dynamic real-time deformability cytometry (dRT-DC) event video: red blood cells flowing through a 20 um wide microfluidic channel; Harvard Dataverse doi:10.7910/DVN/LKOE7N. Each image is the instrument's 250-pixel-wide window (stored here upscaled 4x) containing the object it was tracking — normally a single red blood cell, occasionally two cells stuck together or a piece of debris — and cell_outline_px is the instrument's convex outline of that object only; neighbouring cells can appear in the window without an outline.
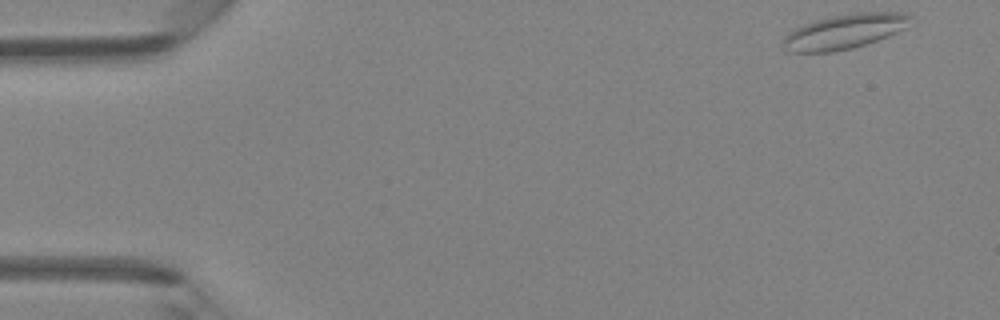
{"species": "Egyptian fruit bat (a non-hibernating species)", "species_latin": "Rousettus aegyptiacus", "temperature_condition": "room temperature", "stored_images_in_passage": 46, "camera_frame_rate_fps": 3000, "um_per_image_px": 0.085, "animal": {"sex": "female"}, "frame": {"image": 1, "passage_image": 1, "time_ms": 0.0, "image_size_px": [1000, 320], "cell_outline_px": [[912, 16], [904, 28], [888, 36], [852, 48], [832, 52], [788, 52], [784, 48], [784, 36], [788, 32], [804, 24], [816, 20], [832, 16], [860, 12], [904, 12]], "centroid_in_image_um": [71.76, 2.68], "position_along_channel_um": 13.2, "area_um2": 25.43}}
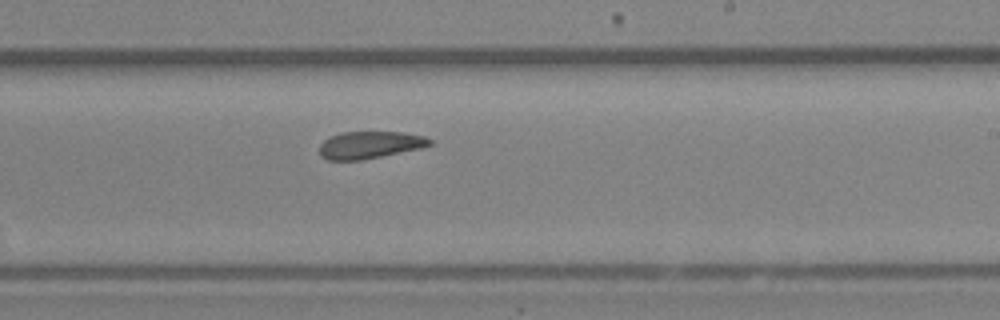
{"frame": {"image": 2, "passage_image": 27, "time_ms": 8.667, "image_size_px": [1000, 320], "cell_outline_px": [[432, 144], [420, 148], [360, 160], [328, 160], [320, 156], [320, 144], [328, 136], [340, 132], [404, 132], [424, 136], [432, 140]], "centroid_in_image_um": [31.4, 12.3], "position_along_channel_um": 257.6, "area_um2": 17.46}}
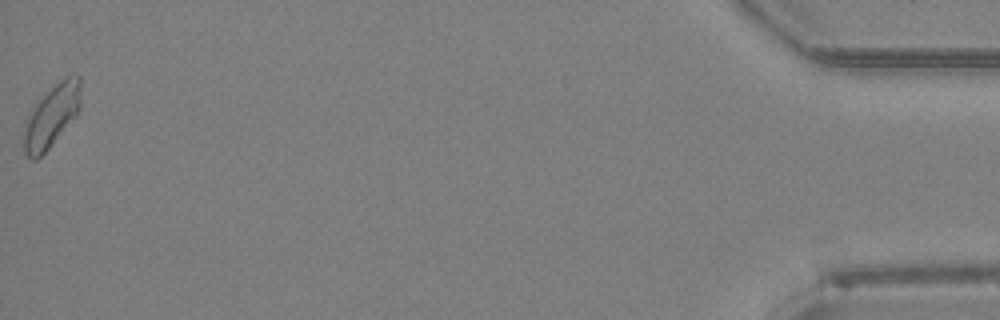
{"frame": {"image": 3, "passage_image": 46, "time_ms": 15.0, "image_size_px": [1000, 320], "cell_outline_px": [[80, 108], [76, 116], [48, 148], [36, 160], [32, 160], [24, 152], [24, 128], [28, 112], [60, 80], [68, 76], [80, 76]], "centroid_in_image_um": [4.38, 9.88], "position_along_channel_um": 430.8, "area_um2": 20.17}, "authors_computed_cell_mechanics": {"area_um2": 18.9006, "velocity_mm_per_s": 4.2447, "shape_relaxation_time_tau1_ms": null, "shape_relaxation_time_tau2_ms": 3.4371, "deformation_change_tau1": null, "deformation_change_tau2": 0.0996}}